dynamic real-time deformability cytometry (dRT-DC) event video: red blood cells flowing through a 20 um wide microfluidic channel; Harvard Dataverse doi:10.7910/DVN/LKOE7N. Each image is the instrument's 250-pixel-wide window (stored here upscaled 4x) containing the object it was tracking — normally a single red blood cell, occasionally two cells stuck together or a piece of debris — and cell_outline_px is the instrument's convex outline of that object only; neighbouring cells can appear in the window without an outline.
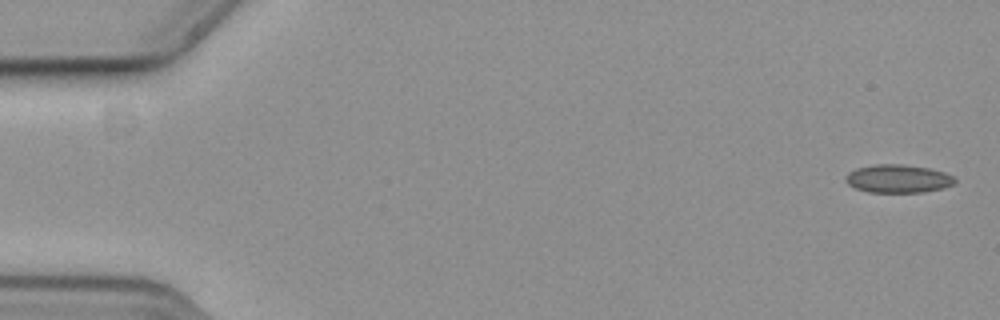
{"species": "common noctule bat (a hibernating species)", "species_latin": "Nyctalus noctula", "temperature_condition": "cold", "stored_images_in_passage": 10, "camera_frame_rate_fps": 3000, "um_per_image_px": 0.085, "animal": {"sex": "female", "body_mass_g": 19.3, "forearm_length_mm": 54.1}, "frame": {"image": 1, "passage_image": 1, "time_ms": 0.0, "image_size_px": [1000, 320], "cell_outline_px": [[956, 180], [952, 184], [940, 188], [924, 192], [868, 192], [856, 188], [848, 184], [844, 180], [844, 176], [848, 172], [856, 168], [876, 164], [900, 164], [928, 168], [944, 172], [952, 176]], "centroid_in_image_um": [76.27, 15.18], "position_along_channel_um": 8.7, "area_um2": 17.8}}